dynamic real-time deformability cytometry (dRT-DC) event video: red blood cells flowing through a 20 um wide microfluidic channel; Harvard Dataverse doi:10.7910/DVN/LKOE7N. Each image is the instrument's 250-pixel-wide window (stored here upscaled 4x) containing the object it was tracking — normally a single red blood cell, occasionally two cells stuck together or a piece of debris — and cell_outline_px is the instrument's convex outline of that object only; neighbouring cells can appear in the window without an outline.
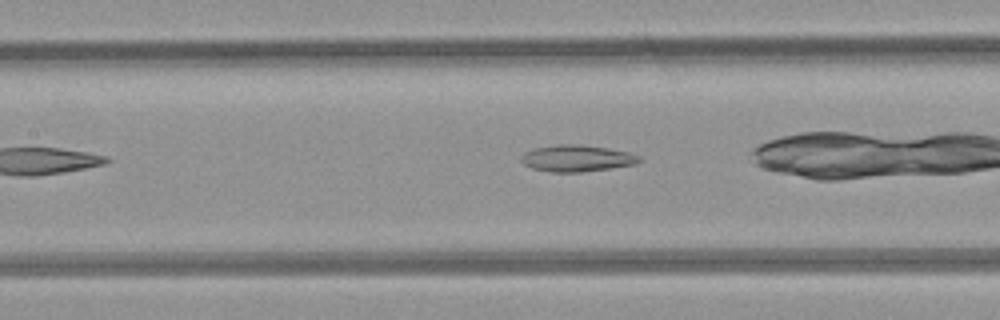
{"species": "common noctule bat (a hibernating species)", "species_latin": "Nyctalus noctula", "temperature_condition": "room temperature", "stored_images_in_passage": 6, "camera_frame_rate_fps": 3000, "um_per_image_px": 0.085, "animal": {"sex": "female", "body_mass_g": 21.9}, "frame": {"image": 1, "passage_image": 4, "time_ms": 3.333, "image_size_px": [1000, 320], "cell_outline_px": [[640, 160], [636, 164], [580, 172], [552, 172], [532, 168], [524, 164], [520, 160], [520, 156], [524, 152], [532, 148], [556, 144], [580, 144], [608, 148], [628, 152], [640, 156]], "centroid_in_image_um": [48.98, 13.44], "position_along_channel_um": 158.4, "area_um2": 18.32}}